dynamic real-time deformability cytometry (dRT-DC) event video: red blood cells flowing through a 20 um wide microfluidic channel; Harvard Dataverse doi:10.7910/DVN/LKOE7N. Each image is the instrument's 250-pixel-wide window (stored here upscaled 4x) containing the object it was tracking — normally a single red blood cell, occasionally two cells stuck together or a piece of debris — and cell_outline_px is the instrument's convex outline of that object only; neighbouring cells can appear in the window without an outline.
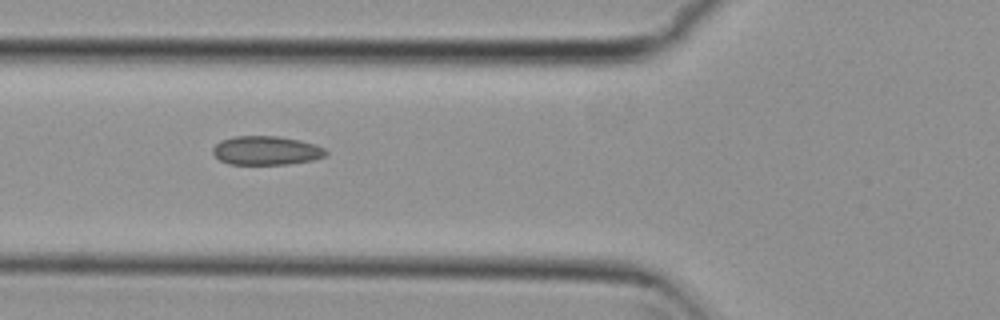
{"species": "common noctule bat (a hibernating species)", "species_latin": "Nyctalus noctula", "temperature_condition": "cold", "stored_images_in_passage": 9, "camera_frame_rate_fps": 3000, "um_per_image_px": 0.085, "animal": {"sex": "female", "body_mass_g": 29.2, "forearm_length_mm": 56.3}, "frame": {"image": 1, "passage_image": 6, "time_ms": 1.667, "image_size_px": [1000, 320], "cell_outline_px": [[328, 152], [324, 156], [312, 160], [288, 164], [228, 164], [220, 160], [212, 152], [212, 148], [220, 140], [232, 136], [276, 136], [300, 140], [316, 144], [324, 148]], "centroid_in_image_um": [22.61, 12.79], "position_along_channel_um": 103.2, "area_um2": 19.07}}
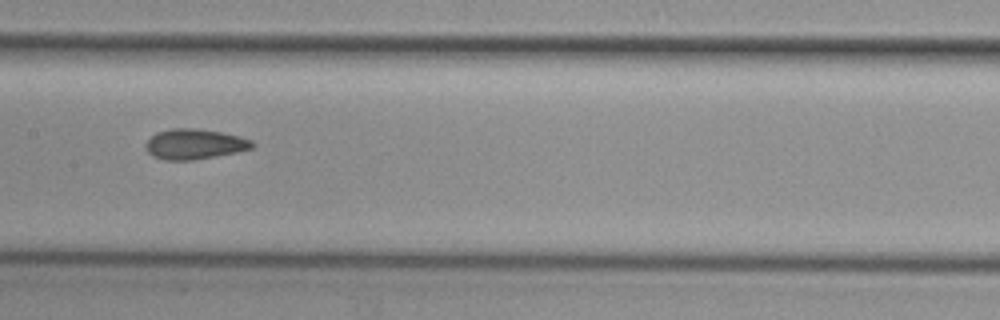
{"frame": {"image": 2, "passage_image": 8, "time_ms": 2.333, "image_size_px": [1000, 320], "cell_outline_px": [[256, 144], [252, 148], [236, 152], [192, 160], [164, 160], [152, 156], [148, 152], [148, 140], [156, 132], [172, 128], [196, 128], [220, 132], [240, 136], [252, 140]], "centroid_in_image_um": [16.56, 12.24], "position_along_channel_um": 190.8, "area_um2": 18.61}}
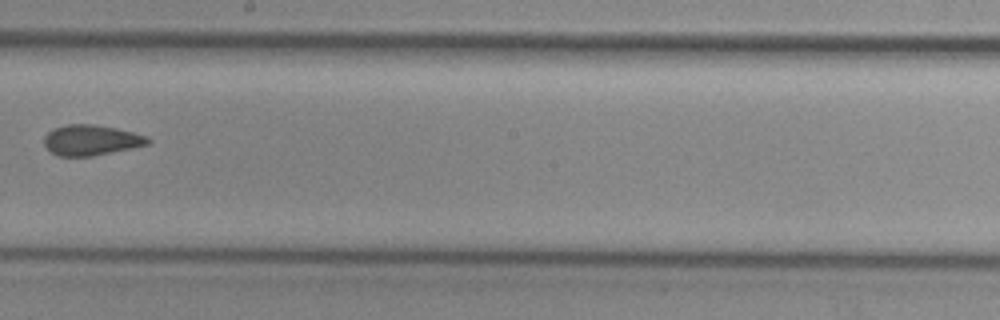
{"frame": {"image": 3, "passage_image": 9, "time_ms": 2.667, "image_size_px": [1000, 320], "cell_outline_px": [[152, 140], [148, 144], [132, 148], [92, 156], [60, 156], [52, 152], [44, 144], [44, 136], [52, 128], [68, 124], [92, 124], [116, 128], [148, 136]], "centroid_in_image_um": [7.75, 11.9], "position_along_channel_um": 240.4, "area_um2": 18.38}}